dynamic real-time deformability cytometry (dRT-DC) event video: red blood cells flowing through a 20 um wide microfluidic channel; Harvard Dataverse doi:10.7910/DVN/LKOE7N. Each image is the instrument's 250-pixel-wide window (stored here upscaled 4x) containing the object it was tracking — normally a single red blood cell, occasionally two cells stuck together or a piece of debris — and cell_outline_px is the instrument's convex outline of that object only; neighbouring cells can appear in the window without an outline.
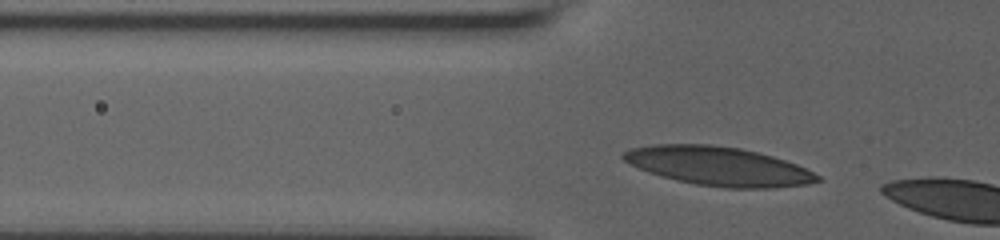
{"species": "human", "species_latin": "Homo sapiens", "temperature_condition": "room temperature", "stored_images_in_passage": 4, "camera_frame_rate_fps": 3000, "um_per_image_px": 0.085, "donor": {"sex": "male"}, "frame": {"image": 1, "passage_image": 2, "time_ms": 0.333, "image_size_px": [1000, 240], "cell_outline_px": [[824, 180], [808, 184], [772, 188], [724, 188], [696, 184], [676, 180], [660, 176], [648, 172], [628, 164], [620, 156], [624, 152], [632, 148], [652, 144], [712, 144], [740, 148], [772, 156], [796, 164], [820, 176]], "centroid_in_image_um": [61.05, 14.13], "position_along_channel_um": 64.8, "area_um2": 44.04}}